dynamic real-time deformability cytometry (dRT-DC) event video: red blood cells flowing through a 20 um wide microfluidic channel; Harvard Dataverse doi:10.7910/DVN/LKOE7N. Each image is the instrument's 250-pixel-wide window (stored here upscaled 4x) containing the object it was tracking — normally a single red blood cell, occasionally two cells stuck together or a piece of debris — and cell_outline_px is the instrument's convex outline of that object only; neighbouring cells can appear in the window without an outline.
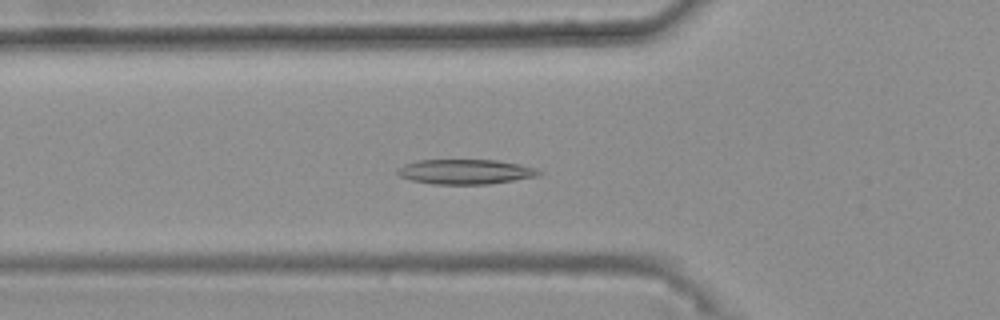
{"species": "common noctule bat (a hibernating species)", "species_latin": "Nyctalus noctula", "temperature_condition": "warm", "stored_images_in_passage": 46, "camera_frame_rate_fps": 3000, "um_per_image_px": 0.085, "animal": {"sex": "female", "body_mass_g": 25.1}, "frame": {"image": 1, "passage_image": 19, "time_ms": 6.0, "image_size_px": [1000, 320], "cell_outline_px": [[544, 172], [540, 176], [488, 184], [432, 184], [412, 180], [400, 176], [396, 172], [404, 164], [416, 160], [496, 160], [520, 164], [536, 168]], "centroid_in_image_um": [39.61, 14.59], "position_along_channel_um": 86.2, "area_um2": 20.52}}
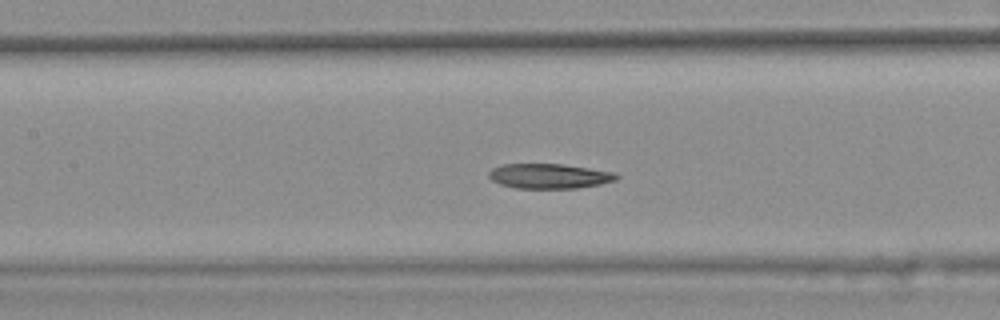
{"frame": {"image": 2, "passage_image": 25, "time_ms": 8.0, "image_size_px": [1000, 320], "cell_outline_px": [[620, 176], [616, 180], [600, 184], [576, 188], [516, 188], [500, 184], [492, 180], [488, 176], [488, 172], [492, 168], [504, 164], [564, 164], [616, 172]], "centroid_in_image_um": [46.7, 14.96], "position_along_channel_um": 160.7, "area_um2": 18.55}}
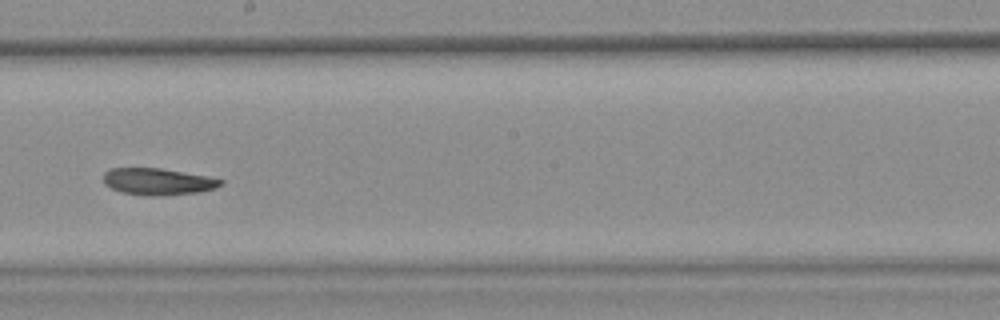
{"frame": {"image": 3, "passage_image": 31, "time_ms": 10.0, "image_size_px": [1000, 320], "cell_outline_px": [[224, 184], [216, 188], [200, 192], [160, 196], [148, 196], [120, 192], [104, 184], [104, 172], [112, 168], [160, 168], [204, 176], [224, 180]], "centroid_in_image_um": [13.42, 15.45], "position_along_channel_um": 234.8, "area_um2": 18.26}}